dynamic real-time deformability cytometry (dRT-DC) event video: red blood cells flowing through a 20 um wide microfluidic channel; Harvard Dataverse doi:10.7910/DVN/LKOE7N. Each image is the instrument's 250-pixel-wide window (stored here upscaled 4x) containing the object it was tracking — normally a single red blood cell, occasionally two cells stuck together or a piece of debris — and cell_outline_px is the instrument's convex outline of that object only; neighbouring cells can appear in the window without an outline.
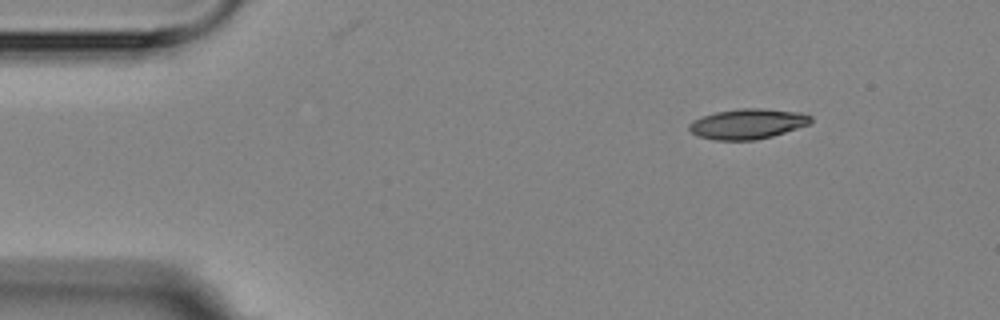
{"species": "Egyptian fruit bat (a non-hibernating species)", "species_latin": "Rousettus aegyptiacus", "temperature_condition": "room temperature", "stored_images_in_passage": 3, "camera_frame_rate_fps": 3000, "um_per_image_px": 0.085, "animal": {"sex": "female"}, "frame": {"image": 1, "passage_image": 1, "time_ms": 0.0, "image_size_px": [1000, 320], "cell_outline_px": [[812, 120], [808, 124], [772, 136], [756, 140], [716, 140], [696, 136], [688, 128], [688, 124], [692, 120], [700, 116], [716, 112], [740, 108], [764, 108], [800, 112], [812, 116]], "centroid_in_image_um": [63.5, 10.52], "position_along_channel_um": 21.5, "area_um2": 21.5}}
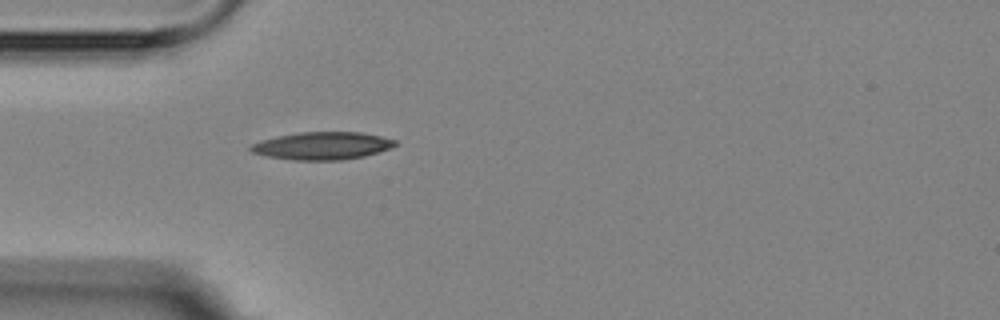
{"frame": {"image": 2, "passage_image": 3, "time_ms": 3.0, "image_size_px": [1000, 320], "cell_outline_px": [[396, 144], [392, 148], [364, 156], [340, 160], [292, 160], [268, 156], [252, 152], [248, 148], [252, 144], [260, 140], [276, 136], [300, 132], [360, 132], [380, 136], [396, 140]], "centroid_in_image_um": [27.38, 12.39], "position_along_channel_um": 57.6, "area_um2": 23.24}}